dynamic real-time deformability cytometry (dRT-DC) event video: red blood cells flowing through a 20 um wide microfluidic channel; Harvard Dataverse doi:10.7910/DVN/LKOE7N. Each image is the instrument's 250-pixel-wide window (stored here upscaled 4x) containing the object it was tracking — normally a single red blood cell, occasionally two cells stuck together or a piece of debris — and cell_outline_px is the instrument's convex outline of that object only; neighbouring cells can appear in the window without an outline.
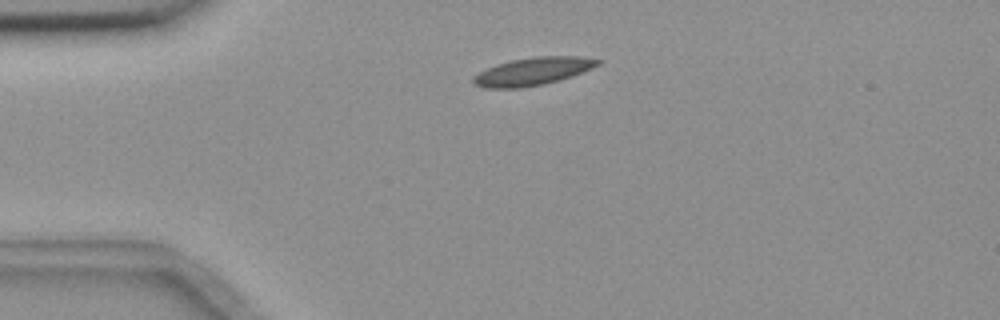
{"species": "common noctule bat (a hibernating species)", "species_latin": "Nyctalus noctula", "temperature_condition": "room temperature", "stored_images_in_passage": 46, "camera_frame_rate_fps": 3000, "um_per_image_px": 0.085, "animal": {"sex": "female", "body_mass_g": 18.4}, "frame": {"image": 1, "passage_image": 3, "time_ms": 0.667, "image_size_px": [1000, 320], "cell_outline_px": [[604, 60], [600, 64], [592, 68], [572, 76], [560, 80], [544, 84], [524, 88], [484, 88], [472, 84], [472, 76], [496, 64], [512, 60], [536, 56], [580, 56]], "centroid_in_image_um": [45.3, 6.07], "position_along_channel_um": 39.7, "area_um2": 20.35}}
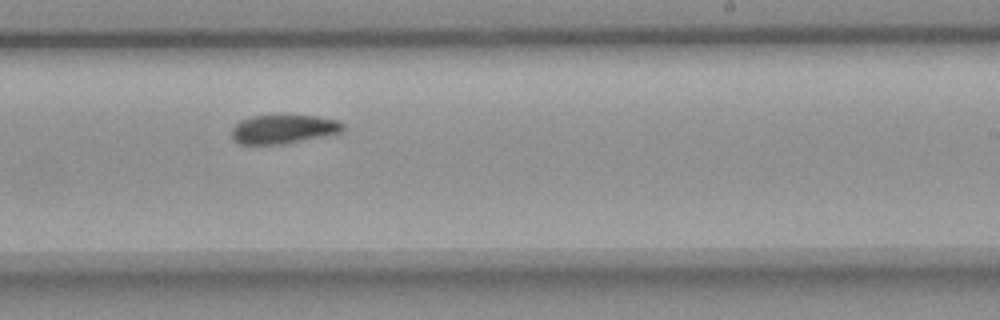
{"frame": {"image": 2, "passage_image": 24, "time_ms": 7.667, "image_size_px": [1000, 320], "cell_outline_px": [[344, 128], [340, 132], [324, 136], [284, 144], [240, 144], [232, 140], [232, 128], [240, 120], [252, 116], [316, 116], [336, 120], [344, 124]], "centroid_in_image_um": [24.06, 10.99], "position_along_channel_um": 264.9, "area_um2": 18.55}}
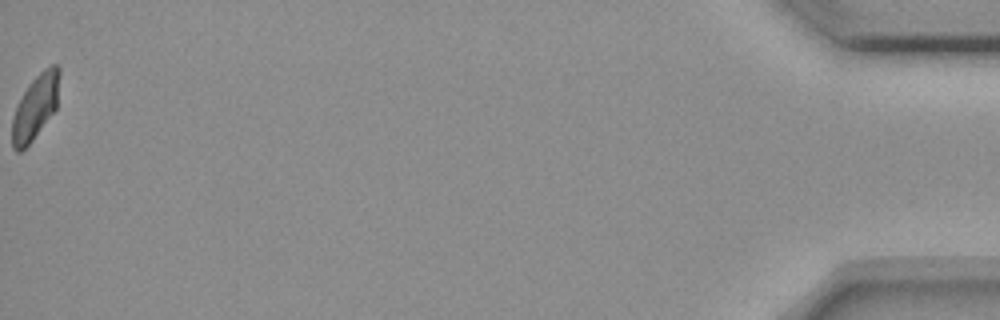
{"frame": {"image": 3, "passage_image": 46, "time_ms": 15.0, "image_size_px": [1000, 320], "cell_outline_px": [[60, 72], [56, 108], [32, 140], [20, 152], [16, 152], [12, 148], [12, 116], [28, 84], [44, 68], [52, 64], [56, 64], [60, 68]], "centroid_in_image_um": [3.0, 9.08], "position_along_channel_um": 432.2, "area_um2": 17.57}, "authors_computed_cell_mechanics": {"area_um2": 19.3919, "velocity_mm_per_s": 3.6342, "shape_relaxation_time_tau1_ms": 8.9884, "shape_relaxation_time_tau2_ms": 7.1555, "deformation_change_tau1": 0.1648, "deformation_change_tau2": 0.0989}}